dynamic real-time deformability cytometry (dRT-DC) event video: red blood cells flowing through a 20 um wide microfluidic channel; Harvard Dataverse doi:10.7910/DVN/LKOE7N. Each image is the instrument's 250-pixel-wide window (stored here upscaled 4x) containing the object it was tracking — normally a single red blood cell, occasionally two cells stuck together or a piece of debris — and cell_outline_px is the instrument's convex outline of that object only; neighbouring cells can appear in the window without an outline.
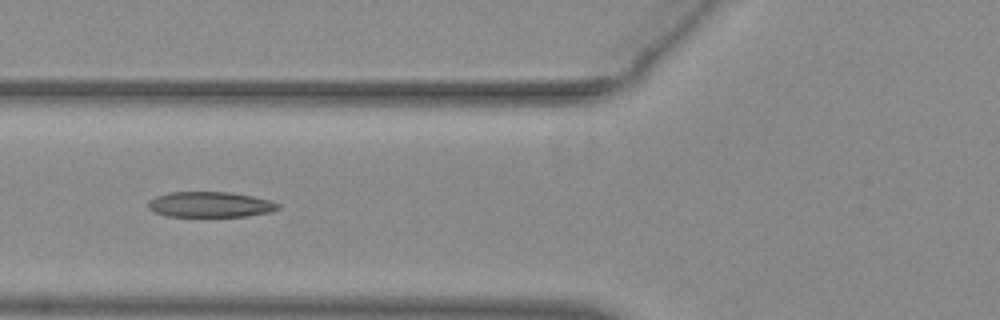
{"species": "common noctule bat (a hibernating species)", "species_latin": "Nyctalus noctula", "temperature_condition": "warm", "stored_images_in_passage": 37, "camera_frame_rate_fps": 3000, "um_per_image_px": 0.085, "animal": {"sex": "female", "body_mass_g": 29.2, "forearm_length_mm": 56.3}, "frame": {"image": 1, "passage_image": 5, "time_ms": 1.333, "image_size_px": [1000, 320], "cell_outline_px": [[280, 208], [272, 212], [248, 216], [168, 216], [156, 212], [148, 208], [148, 200], [156, 196], [172, 192], [228, 192], [252, 196], [268, 200], [280, 204]], "centroid_in_image_um": [17.88, 17.38], "position_along_channel_um": 107.9, "area_um2": 19.19}}
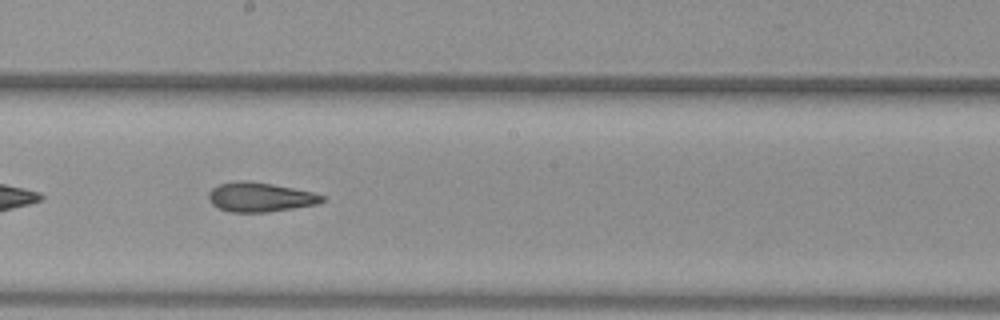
{"frame": {"image": 2, "passage_image": 14, "time_ms": 4.333, "image_size_px": [1000, 320], "cell_outline_px": [[324, 200], [320, 204], [268, 212], [228, 212], [212, 204], [208, 200], [208, 192], [212, 188], [220, 184], [236, 180], [248, 180], [272, 184], [312, 192], [324, 196]], "centroid_in_image_um": [22.09, 16.75], "position_along_channel_um": 226.1, "area_um2": 19.54}}
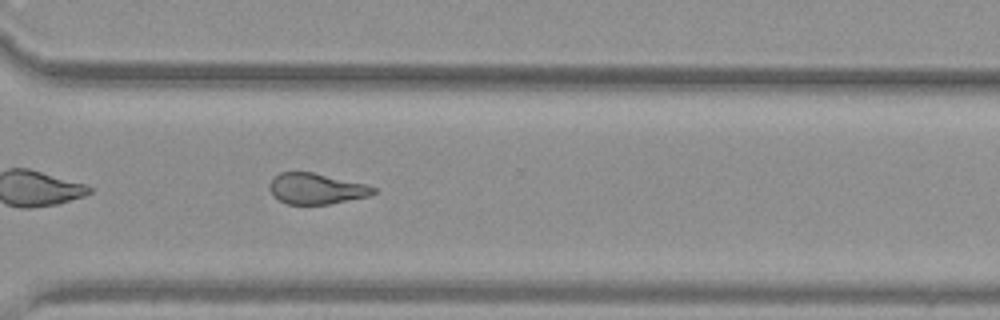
{"frame": {"image": 3, "passage_image": 23, "time_ms": 7.333, "image_size_px": [1000, 320], "cell_outline_px": [[376, 192], [372, 196], [328, 204], [288, 204], [272, 196], [268, 188], [268, 184], [280, 172], [312, 172], [368, 184], [376, 188]], "centroid_in_image_um": [26.91, 16.04], "position_along_channel_um": 343.7, "area_um2": 18.84}, "authors_computed_cell_mechanics": {"area_um2": 19.652, "velocity_mm_per_s": 3.9316, "shape_relaxation_time_tau1_ms": null, "shape_relaxation_time_tau2_ms": 2.3734, "deformation_change_tau1": null, "deformation_change_tau2": 0.1058}}